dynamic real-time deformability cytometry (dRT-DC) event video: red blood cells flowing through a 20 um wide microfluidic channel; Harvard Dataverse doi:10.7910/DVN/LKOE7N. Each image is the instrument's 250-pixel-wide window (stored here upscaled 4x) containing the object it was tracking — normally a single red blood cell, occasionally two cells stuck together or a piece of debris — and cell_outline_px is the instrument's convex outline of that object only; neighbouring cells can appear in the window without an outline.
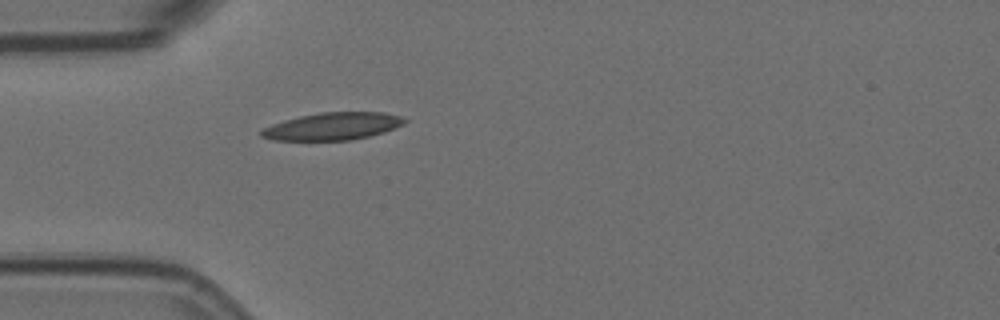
{"species": "Egyptian fruit bat (a non-hibernating species)", "species_latin": "Rousettus aegyptiacus", "temperature_condition": "room temperature", "stored_images_in_passage": 2, "camera_frame_rate_fps": 3000, "um_per_image_px": 0.085, "animal": {"sex": "female"}, "frame": {"image": 1, "passage_image": 2, "time_ms": 0.333, "image_size_px": [1000, 320], "cell_outline_px": [[408, 120], [404, 124], [384, 132], [352, 140], [272, 140], [260, 136], [260, 132], [264, 128], [272, 124], [284, 120], [300, 116], [320, 112], [384, 112], [400, 116]], "centroid_in_image_um": [28.28, 10.73], "position_along_channel_um": 56.7, "area_um2": 22.83}}